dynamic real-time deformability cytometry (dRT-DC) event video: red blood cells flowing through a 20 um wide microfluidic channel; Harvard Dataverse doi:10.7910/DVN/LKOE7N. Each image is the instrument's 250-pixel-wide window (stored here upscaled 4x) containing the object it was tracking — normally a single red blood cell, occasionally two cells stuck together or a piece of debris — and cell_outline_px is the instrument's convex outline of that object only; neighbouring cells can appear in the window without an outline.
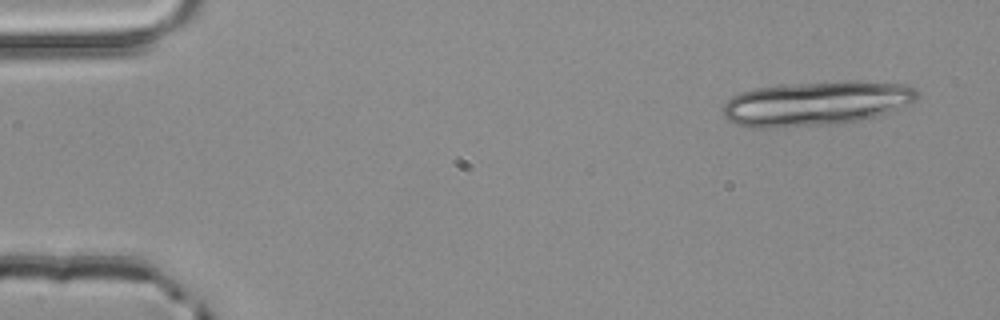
{"species": "common noctule bat (a hibernating species)", "species_latin": "Nyctalus noctula", "temperature_condition": "room temperature", "stored_images_in_passage": 2, "camera_frame_rate_fps": 3000, "um_per_image_px": 0.085, "animal": {"sex": "male", "body_mass_g": 20.4}, "frame": {"image": 1, "passage_image": 2, "time_ms": 0.333, "image_size_px": [1000, 320], "cell_outline_px": [[916, 100], [912, 104], [876, 116], [836, 124], [784, 128], [752, 128], [736, 124], [728, 120], [724, 116], [724, 104], [732, 96], [740, 92], [756, 88], [792, 84], [844, 80], [860, 80], [908, 84], [916, 88]], "centroid_in_image_um": [69.4, 8.78], "position_along_channel_um": 15.6, "area_um2": 50.75}}